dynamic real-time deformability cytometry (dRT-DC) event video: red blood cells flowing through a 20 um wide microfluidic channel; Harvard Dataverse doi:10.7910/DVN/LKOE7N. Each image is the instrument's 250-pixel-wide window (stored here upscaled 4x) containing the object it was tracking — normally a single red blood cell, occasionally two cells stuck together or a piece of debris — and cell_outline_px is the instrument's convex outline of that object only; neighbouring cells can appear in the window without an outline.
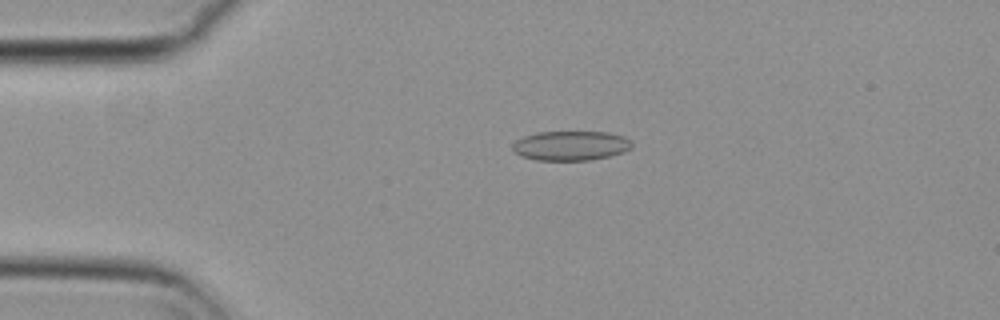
{"species": "common noctule bat (a hibernating species)", "species_latin": "Nyctalus noctula", "temperature_condition": "cold", "stored_images_in_passage": 45, "camera_frame_rate_fps": 3000, "um_per_image_px": 0.085, "animal": {"sex": "female", "body_mass_g": 29.2, "forearm_length_mm": 56.3}, "frame": {"image": 1, "passage_image": 2, "time_ms": 0.333, "image_size_px": [1000, 320], "cell_outline_px": [[632, 148], [624, 152], [608, 156], [588, 160], [536, 160], [520, 156], [512, 152], [512, 144], [516, 140], [524, 136], [536, 132], [608, 132], [624, 136], [632, 144]], "centroid_in_image_um": [48.47, 12.38], "position_along_channel_um": 36.5, "area_um2": 20.63}}
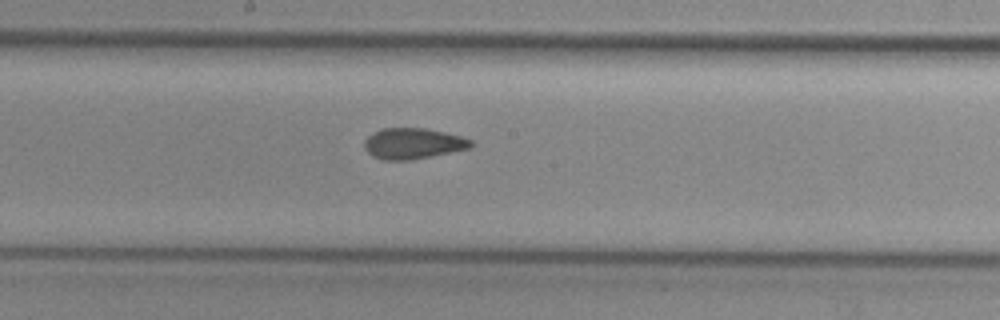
{"frame": {"image": 2, "passage_image": 19, "time_ms": 6.0, "image_size_px": [1000, 320], "cell_outline_px": [[472, 144], [468, 148], [408, 160], [384, 160], [372, 156], [364, 148], [364, 140], [372, 132], [380, 128], [424, 128], [444, 132], [460, 136], [472, 140]], "centroid_in_image_um": [35.03, 12.18], "position_along_channel_um": 213.2, "area_um2": 18.9}}
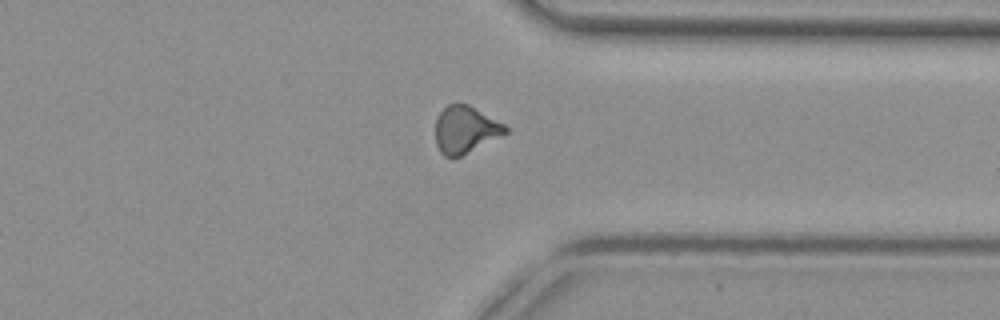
{"frame": {"image": 3, "passage_image": 32, "time_ms": 10.333, "image_size_px": [1000, 320], "cell_outline_px": [[508, 132], [460, 156], [444, 156], [440, 152], [436, 144], [436, 120], [440, 112], [448, 104], [468, 104], [504, 124], [508, 128]], "centroid_in_image_um": [39.54, 11.01], "position_along_channel_um": 371.9, "area_um2": 18.79}, "authors_computed_cell_mechanics": {"area_um2": 19.1318, "velocity_mm_per_s": 3.7291, "shape_relaxation_time_tau1_ms": null, "shape_relaxation_time_tau2_ms": 1.9262, "deformation_change_tau1": null, "deformation_change_tau2": 0.0728}}